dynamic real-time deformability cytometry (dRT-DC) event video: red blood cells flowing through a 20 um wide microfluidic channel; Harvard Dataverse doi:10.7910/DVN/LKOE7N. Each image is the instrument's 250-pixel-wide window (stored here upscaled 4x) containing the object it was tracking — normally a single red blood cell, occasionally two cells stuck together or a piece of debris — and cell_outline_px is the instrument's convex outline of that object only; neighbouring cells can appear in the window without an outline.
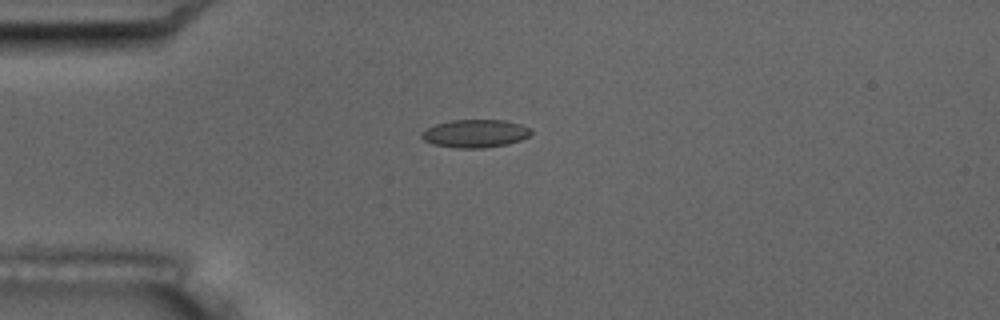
{"species": "common noctule bat (a hibernating species)", "species_latin": "Nyctalus noctula", "temperature_condition": "room temperature", "stored_images_in_passage": 9, "camera_frame_rate_fps": 3000, "um_per_image_px": 0.085, "animal": {"sex": "male", "body_mass_g": 17.5, "forearm_length_mm": 52.3}, "frame": {"image": 1, "passage_image": 3, "time_ms": 2.333, "image_size_px": [1000, 320], "cell_outline_px": [[532, 132], [528, 136], [520, 140], [508, 144], [484, 148], [456, 148], [432, 144], [424, 140], [420, 136], [420, 132], [436, 124], [452, 120], [504, 120], [520, 124], [532, 128]], "centroid_in_image_um": [40.39, 11.35], "position_along_channel_um": 44.6, "area_um2": 17.92}}
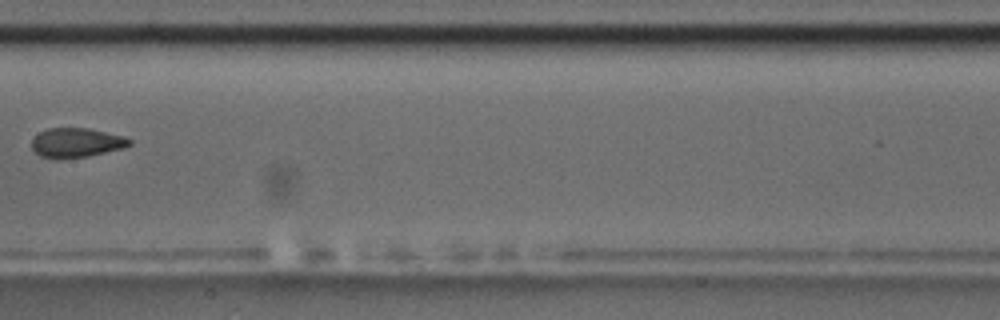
{"frame": {"image": 2, "passage_image": 7, "time_ms": 7.333, "image_size_px": [1000, 320], "cell_outline_px": [[132, 144], [124, 148], [88, 156], [40, 156], [32, 148], [32, 140], [40, 132], [48, 128], [88, 128], [124, 136], [132, 140]], "centroid_in_image_um": [6.56, 12.09], "position_along_channel_um": 200.8, "area_um2": 16.18}}